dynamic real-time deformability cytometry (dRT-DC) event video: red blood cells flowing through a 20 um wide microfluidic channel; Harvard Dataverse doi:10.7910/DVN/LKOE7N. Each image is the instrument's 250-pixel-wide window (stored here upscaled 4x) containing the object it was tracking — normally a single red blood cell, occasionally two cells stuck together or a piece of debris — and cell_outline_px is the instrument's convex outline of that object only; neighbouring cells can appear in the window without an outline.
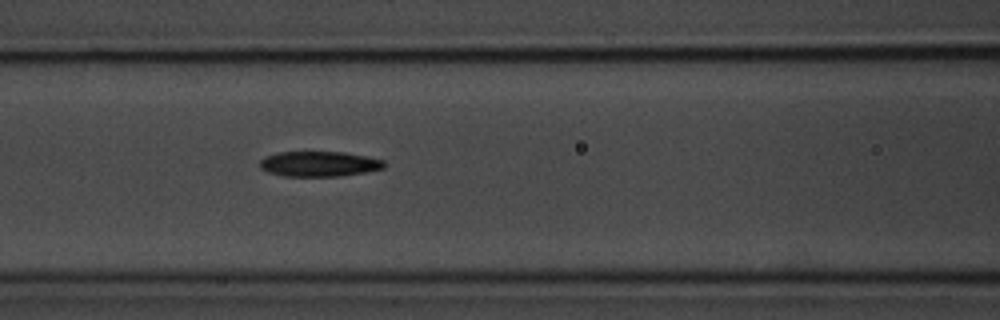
{"species": "common noctule bat (a hibernating species)", "species_latin": "Nyctalus noctula", "temperature_condition": "room temperature", "stored_images_in_passage": 9, "camera_frame_rate_fps": 3000, "um_per_image_px": 0.085, "animal": {"sex": "male", "body_mass_g": 20.1, "forearm_length_mm": 53.5}, "frame": {"image": 1, "passage_image": 8, "time_ms": 9.0, "image_size_px": [1000, 320], "cell_outline_px": [[388, 164], [384, 168], [364, 172], [340, 176], [284, 176], [268, 172], [260, 168], [260, 160], [264, 156], [280, 152], [344, 152], [384, 160]], "centroid_in_image_um": [27.13, 13.93], "position_along_channel_um": 139.5, "area_um2": 18.26}}